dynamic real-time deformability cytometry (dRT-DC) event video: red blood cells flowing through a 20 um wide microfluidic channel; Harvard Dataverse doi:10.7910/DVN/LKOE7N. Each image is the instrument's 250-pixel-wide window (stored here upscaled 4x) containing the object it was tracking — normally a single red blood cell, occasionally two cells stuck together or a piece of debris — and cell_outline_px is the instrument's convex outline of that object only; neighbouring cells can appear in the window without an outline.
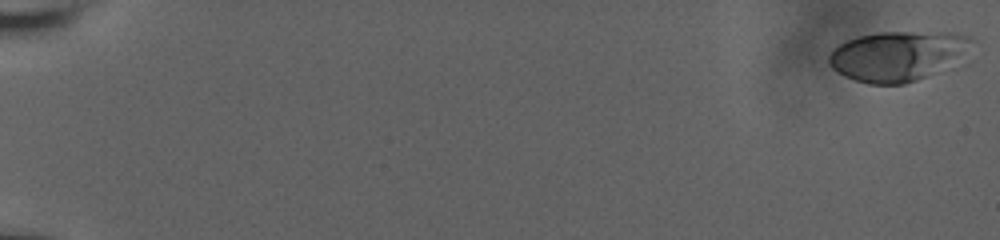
{"species": "human", "species_latin": "Homo sapiens", "temperature_condition": "room temperature", "stored_images_in_passage": 64, "camera_frame_rate_fps": 3000, "um_per_image_px": 0.085, "donor": {"sex": "male"}, "frame": {"image": 1, "passage_image": 1, "time_ms": 0.0, "image_size_px": [1000, 240], "cell_outline_px": [[972, 40], [924, 76], [916, 80], [904, 84], [868, 84], [844, 76], [832, 68], [828, 60], [828, 56], [840, 44], [848, 40], [860, 36], [880, 32], [948, 32], [968, 36]], "centroid_in_image_um": [76.04, 4.74], "position_along_channel_um": 9.0, "area_um2": 38.84}}
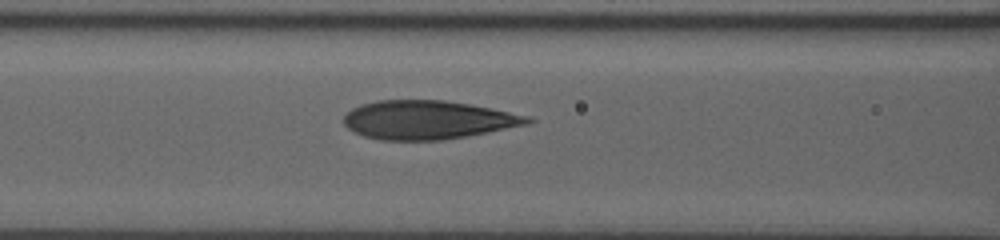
{"frame": {"image": 2, "passage_image": 54, "time_ms": 9.0, "image_size_px": [1000, 240], "cell_outline_px": [[536, 120], [528, 124], [468, 136], [444, 140], [380, 140], [364, 136], [348, 128], [344, 124], [344, 116], [352, 108], [360, 104], [376, 100], [444, 100], [468, 104], [532, 116]], "centroid_in_image_um": [36.38, 10.19], "position_along_channel_um": 130.2, "area_um2": 41.44}}
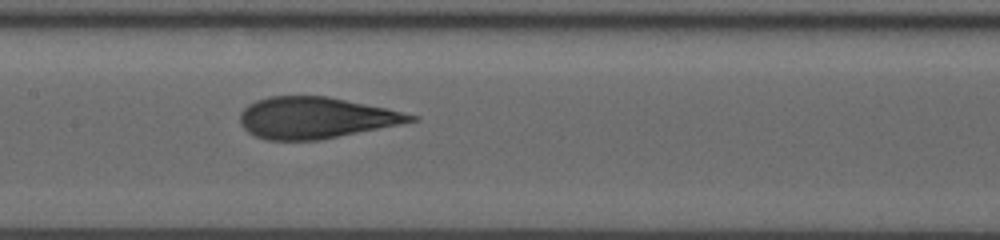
{"frame": {"image": 3, "passage_image": 63, "time_ms": 10.333, "image_size_px": [1000, 240], "cell_outline_px": [[420, 116], [416, 120], [320, 140], [268, 140], [256, 136], [248, 132], [240, 124], [240, 112], [248, 104], [256, 100], [268, 96], [328, 96], [384, 108]], "centroid_in_image_um": [26.75, 10.0], "position_along_channel_um": 180.7, "area_um2": 40.63}}